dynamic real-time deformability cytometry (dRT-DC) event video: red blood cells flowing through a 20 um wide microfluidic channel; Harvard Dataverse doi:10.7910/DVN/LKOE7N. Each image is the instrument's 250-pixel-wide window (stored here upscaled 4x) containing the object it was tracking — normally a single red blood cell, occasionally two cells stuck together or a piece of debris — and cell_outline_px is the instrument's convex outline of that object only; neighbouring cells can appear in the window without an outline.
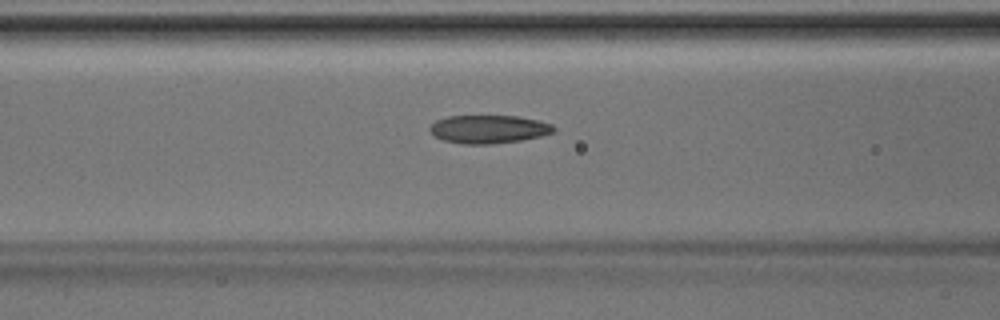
{"species": "Egyptian fruit bat (a non-hibernating species)", "species_latin": "Rousettus aegyptiacus", "temperature_condition": "room temperature", "stored_images_in_passage": 34, "camera_frame_rate_fps": 3000, "um_per_image_px": 0.085, "animal": {"sex": "male"}, "frame": {"image": 1, "passage_image": 9, "time_ms": 2.667, "image_size_px": [1000, 320], "cell_outline_px": [[556, 128], [552, 132], [540, 136], [520, 140], [488, 144], [468, 144], [444, 140], [436, 136], [428, 128], [436, 120], [448, 116], [516, 116], [536, 120], [552, 124]], "centroid_in_image_um": [41.53, 10.97], "position_along_channel_um": 125.1, "area_um2": 20.0}}
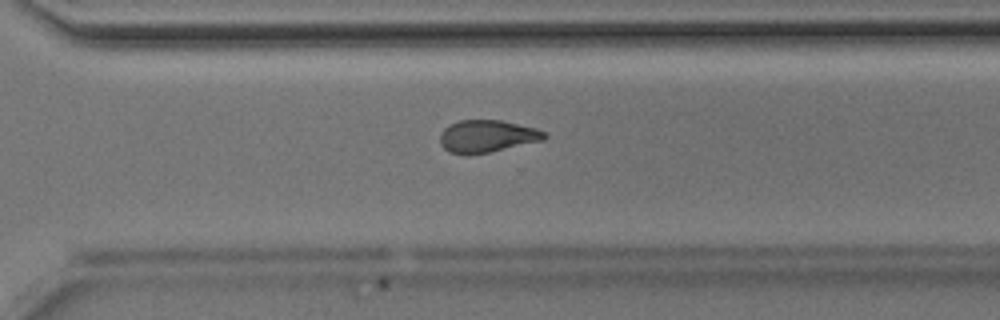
{"frame": {"image": 2, "passage_image": 23, "time_ms": 7.333, "image_size_px": [1000, 320], "cell_outline_px": [[548, 136], [544, 140], [488, 152], [468, 156], [448, 152], [440, 144], [440, 132], [448, 124], [460, 120], [500, 120], [536, 128], [544, 132]], "centroid_in_image_um": [41.35, 11.59], "position_along_channel_um": 329.2, "area_um2": 19.83}}
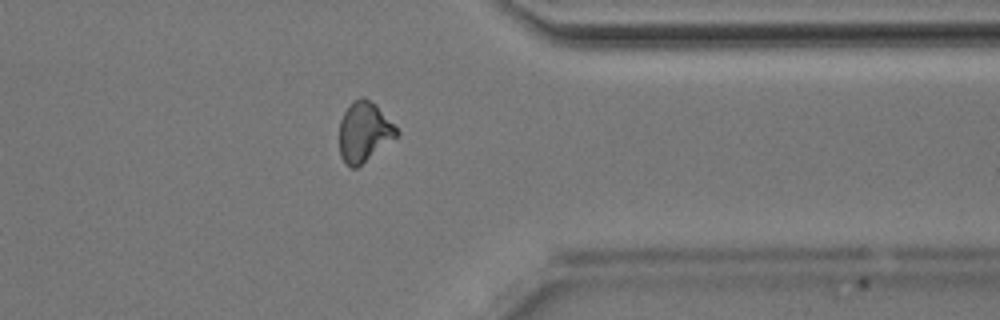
{"frame": {"image": 3, "passage_image": 27, "time_ms": 8.667, "image_size_px": [1000, 320], "cell_outline_px": [[400, 132], [396, 136], [356, 168], [352, 168], [344, 164], [340, 156], [340, 120], [344, 112], [352, 100], [360, 96], [364, 96], [376, 104]], "centroid_in_image_um": [30.92, 11.18], "position_along_channel_um": 380.5, "area_um2": 19.83}}